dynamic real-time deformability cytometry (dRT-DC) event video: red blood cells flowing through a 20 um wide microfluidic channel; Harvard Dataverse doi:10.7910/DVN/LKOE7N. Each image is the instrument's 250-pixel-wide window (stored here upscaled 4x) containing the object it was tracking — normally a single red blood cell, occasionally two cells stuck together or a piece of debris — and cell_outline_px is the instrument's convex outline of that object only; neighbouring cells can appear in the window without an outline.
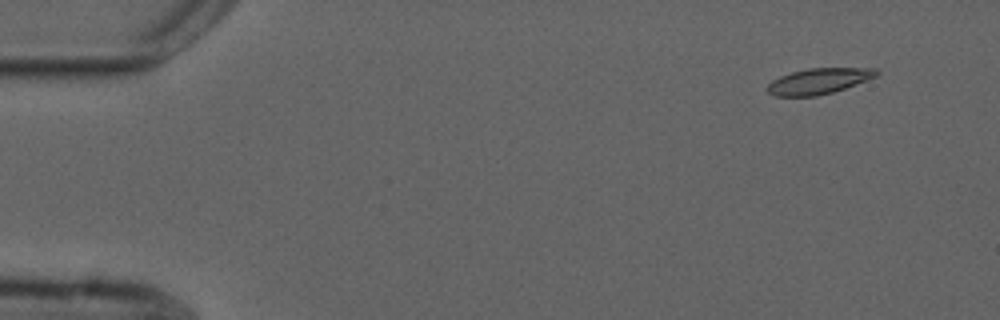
{"species": "common noctule bat (a hibernating species)", "species_latin": "Nyctalus noctula", "temperature_condition": "cold", "stored_images_in_passage": 5, "camera_frame_rate_fps": 3000, "um_per_image_px": 0.085, "animal": {"sex": "male", "forearm_length_mm": 52.5}, "frame": {"image": 1, "passage_image": 1, "time_ms": 0.0, "image_size_px": [1000, 320], "cell_outline_px": [[880, 72], [876, 76], [844, 88], [832, 92], [816, 96], [776, 96], [768, 92], [764, 88], [772, 80], [780, 76], [792, 72], [808, 68], [876, 68]], "centroid_in_image_um": [69.55, 6.89], "position_along_channel_um": 15.5, "area_um2": 16.24}}